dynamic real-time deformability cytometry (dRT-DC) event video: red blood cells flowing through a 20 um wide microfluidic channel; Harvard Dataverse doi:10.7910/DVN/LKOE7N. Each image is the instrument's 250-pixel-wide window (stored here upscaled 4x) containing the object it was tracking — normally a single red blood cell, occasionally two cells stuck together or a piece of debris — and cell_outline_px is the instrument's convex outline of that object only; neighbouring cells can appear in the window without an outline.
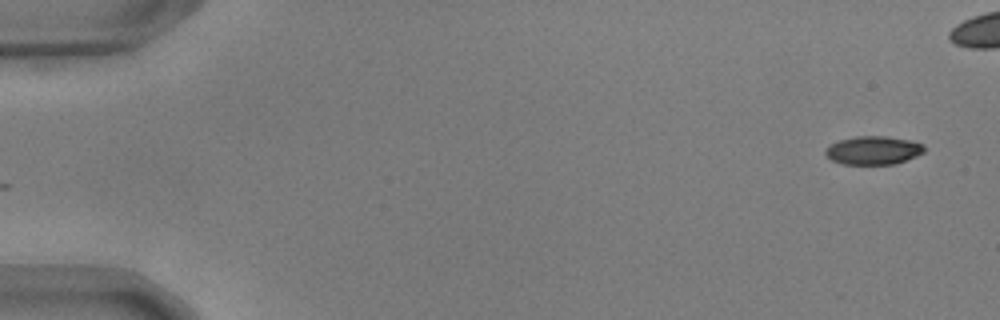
{"species": "common noctule bat (a hibernating species)", "species_latin": "Nyctalus noctula", "temperature_condition": "warm", "stored_images_in_passage": 48, "camera_frame_rate_fps": 3000, "um_per_image_px": 0.085, "animal": {"sex": "male", "body_mass_g": 17.9, "forearm_length_mm": 54.2}, "frame": {"image": 1, "passage_image": 1, "time_ms": 0.0, "image_size_px": [1000, 320], "cell_outline_px": [[924, 152], [916, 156], [896, 164], [840, 164], [832, 160], [824, 152], [832, 144], [840, 140], [856, 136], [884, 136], [912, 140], [924, 144]], "centroid_in_image_um": [74.27, 12.78], "position_along_channel_um": 10.7, "area_um2": 16.3}}
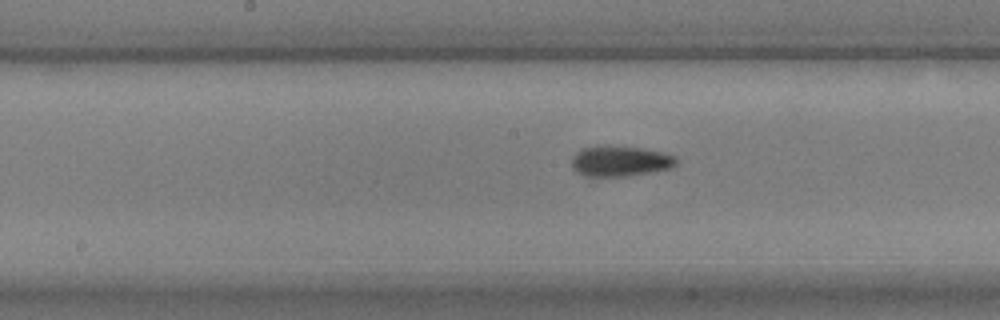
{"frame": {"image": 2, "passage_image": 27, "time_ms": 8.667, "image_size_px": [1000, 320], "cell_outline_px": [[680, 160], [676, 164], [668, 168], [628, 176], [584, 176], [576, 172], [572, 168], [572, 156], [580, 148], [604, 144], [644, 148], [664, 152], [676, 156]], "centroid_in_image_um": [52.69, 13.66], "position_along_channel_um": 195.5, "area_um2": 19.02}}
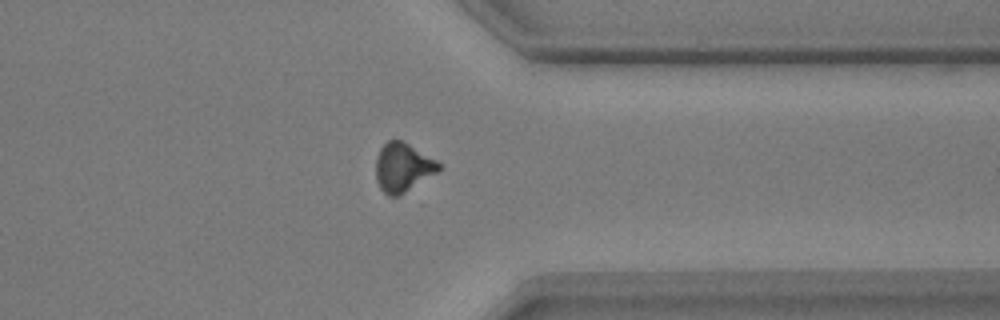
{"frame": {"image": 3, "passage_image": 42, "time_ms": 13.667, "image_size_px": [1000, 320], "cell_outline_px": [[440, 172], [404, 192], [396, 196], [388, 196], [380, 188], [376, 180], [376, 156], [380, 148], [388, 140], [404, 140], [436, 160], [440, 164]], "centroid_in_image_um": [34.24, 14.21], "position_along_channel_um": 377.2, "area_um2": 18.03}, "authors_computed_cell_mechanics": {"area_um2": 17.6868, "velocity_mm_per_s": 3.7062, "shape_relaxation_time_tau1_ms": 3.3853, "shape_relaxation_time_tau2_ms": 3.3226, "deformation_change_tau1": 0.1404, "deformation_change_tau2": 0.0959}}